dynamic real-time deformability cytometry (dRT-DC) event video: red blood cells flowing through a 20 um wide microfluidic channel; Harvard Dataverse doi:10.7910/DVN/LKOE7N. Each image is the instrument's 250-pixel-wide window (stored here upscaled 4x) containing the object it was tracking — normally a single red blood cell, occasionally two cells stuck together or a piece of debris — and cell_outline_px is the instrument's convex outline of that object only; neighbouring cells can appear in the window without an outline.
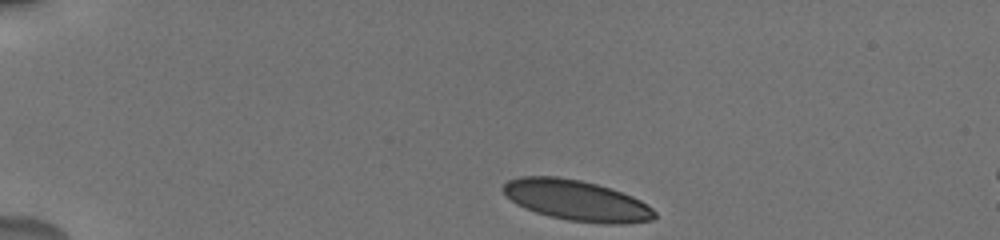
{"species": "human", "species_latin": "Homo sapiens", "temperature_condition": "cold", "stored_images_in_passage": 22, "camera_frame_rate_fps": 3000, "um_per_image_px": 0.085, "donor": {"sex": "male"}, "frame": {"image": 1, "passage_image": 1, "time_ms": 0.0, "image_size_px": [1000, 240], "cell_outline_px": [[656, 216], [652, 220], [624, 224], [604, 224], [568, 220], [548, 216], [524, 208], [516, 204], [504, 192], [504, 184], [508, 180], [520, 176], [556, 176], [580, 180], [596, 184], [632, 196], [640, 200], [652, 208], [656, 212]], "centroid_in_image_um": [49.02, 17.04], "position_along_channel_um": 36.0, "area_um2": 35.66}}
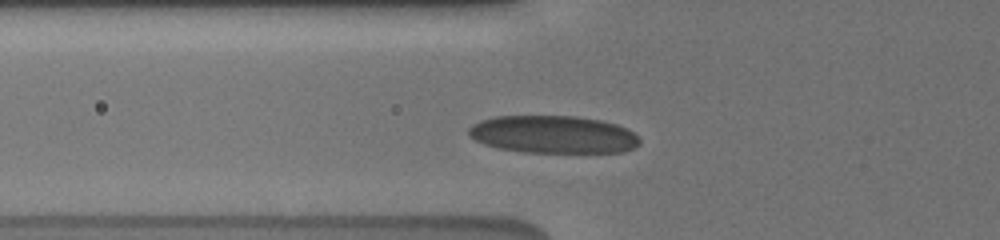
{"frame": {"image": 2, "passage_image": 15, "time_ms": 3.0, "image_size_px": [1000, 240], "cell_outline_px": [[640, 144], [636, 148], [624, 152], [524, 152], [500, 148], [484, 144], [468, 136], [468, 128], [472, 124], [480, 120], [496, 116], [576, 116], [600, 120], [616, 124], [628, 128], [640, 140]], "centroid_in_image_um": [47.03, 11.43], "position_along_channel_um": 78.8, "area_um2": 37.63}}
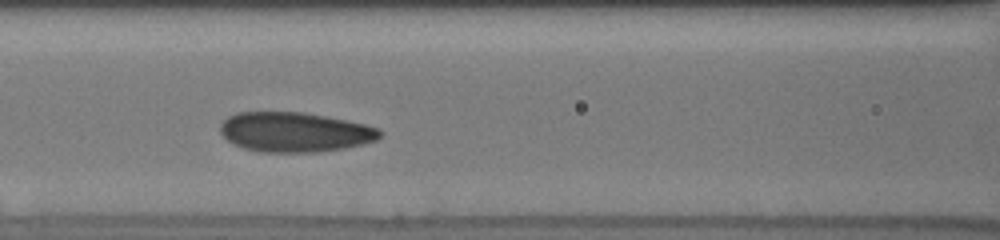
{"frame": {"image": 3, "passage_image": 20, "time_ms": 4.667, "image_size_px": [1000, 240], "cell_outline_px": [[384, 132], [376, 140], [344, 148], [316, 152], [260, 152], [244, 148], [232, 144], [220, 132], [220, 124], [228, 116], [236, 112], [304, 112], [364, 124], [380, 128]], "centroid_in_image_um": [25.03, 11.22], "position_along_channel_um": 141.6, "area_um2": 36.93}}